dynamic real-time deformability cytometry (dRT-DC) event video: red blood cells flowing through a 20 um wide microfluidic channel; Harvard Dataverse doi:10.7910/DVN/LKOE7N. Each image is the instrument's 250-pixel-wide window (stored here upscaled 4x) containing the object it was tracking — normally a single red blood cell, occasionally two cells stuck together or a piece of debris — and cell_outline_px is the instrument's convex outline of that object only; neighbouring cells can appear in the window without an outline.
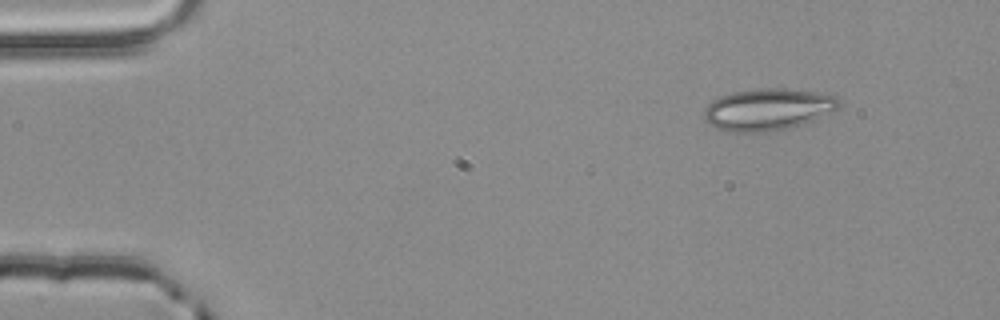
{"species": "common noctule bat (a hibernating species)", "species_latin": "Nyctalus noctula", "temperature_condition": "room temperature", "stored_images_in_passage": 2, "camera_frame_rate_fps": 3000, "um_per_image_px": 0.085, "animal": {"sex": "male", "body_mass_g": 20.4}, "frame": {"image": 1, "passage_image": 2, "time_ms": 0.333, "image_size_px": [1000, 320], "cell_outline_px": [[840, 108], [820, 120], [788, 128], [764, 132], [728, 132], [716, 128], [708, 124], [704, 120], [704, 108], [712, 100], [720, 96], [732, 92], [760, 88], [788, 88], [816, 92], [836, 96]], "centroid_in_image_um": [65.29, 9.31], "position_along_channel_um": 19.7, "area_um2": 33.52}}